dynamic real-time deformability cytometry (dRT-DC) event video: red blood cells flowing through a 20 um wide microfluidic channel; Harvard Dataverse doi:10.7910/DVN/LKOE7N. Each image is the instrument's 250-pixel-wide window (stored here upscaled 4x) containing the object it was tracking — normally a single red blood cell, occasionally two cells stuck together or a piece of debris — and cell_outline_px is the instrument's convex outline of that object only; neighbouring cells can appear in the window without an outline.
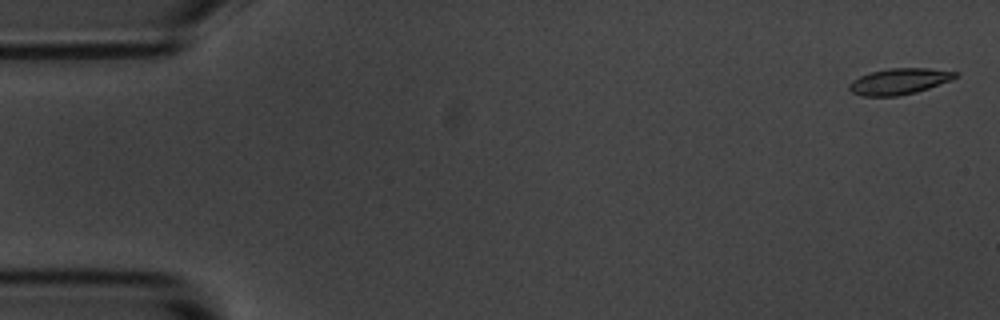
{"species": "common noctule bat (a hibernating species)", "species_latin": "Nyctalus noctula", "temperature_condition": "room temperature", "stored_images_in_passage": 5, "camera_frame_rate_fps": 3000, "um_per_image_px": 0.085, "animal": {"sex": "male", "body_mass_g": 20.1, "forearm_length_mm": 53.5}, "frame": {"image": 1, "passage_image": 1, "time_ms": 0.0, "image_size_px": [1000, 320], "cell_outline_px": [[960, 72], [952, 80], [916, 92], [896, 96], [864, 96], [852, 92], [848, 88], [848, 84], [852, 80], [860, 76], [872, 72], [888, 68], [928, 68]], "centroid_in_image_um": [76.44, 6.91], "position_along_channel_um": 8.6, "area_um2": 16.07}}
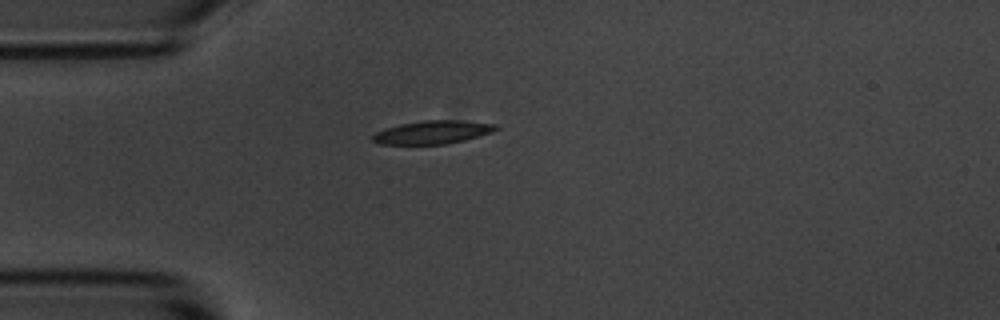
{"frame": {"image": 2, "passage_image": 4, "time_ms": 4.333, "image_size_px": [1000, 320], "cell_outline_px": [[500, 128], [492, 132], [464, 140], [444, 144], [380, 144], [372, 140], [372, 136], [376, 132], [400, 124], [424, 120], [464, 120], [496, 124]], "centroid_in_image_um": [36.81, 11.23], "position_along_channel_um": 48.2, "area_um2": 16.59}}